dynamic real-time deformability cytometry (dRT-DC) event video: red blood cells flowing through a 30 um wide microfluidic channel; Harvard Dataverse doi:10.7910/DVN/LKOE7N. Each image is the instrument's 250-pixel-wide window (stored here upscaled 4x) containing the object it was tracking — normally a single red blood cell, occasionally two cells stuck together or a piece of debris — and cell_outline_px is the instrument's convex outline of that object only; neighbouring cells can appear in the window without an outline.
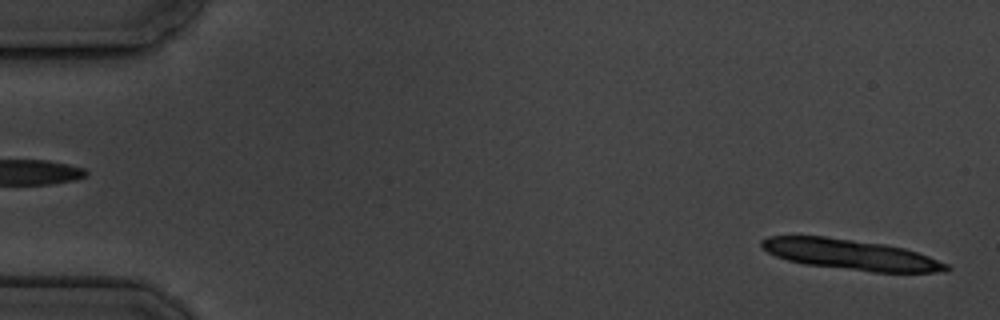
{"species": "common noctule bat (a hibernating species)", "species_latin": "Nyctalus noctula", "temperature_condition": "cold", "stored_images_in_passage": 6, "segment_of_instrument_passage": [2, 2], "camera_frame_rate_fps": 3000, "um_per_image_px": 0.085, "animal": {"sex": "male", "body_mass_g": 19.5, "forearm_length_mm": 54.6}, "frame": {"image": 1, "passage_image": 6, "time_ms": 5.667, "image_size_px": [1000, 320], "cell_outline_px": [[952, 268], [948, 272], [872, 272], [804, 264], [788, 260], [776, 256], [768, 252], [760, 244], [760, 240], [768, 236], [824, 236], [884, 244], [904, 248], [928, 256], [948, 264]], "centroid_in_image_um": [72.32, 21.64], "position_along_channel_um": 12.7, "area_um2": 32.71}}